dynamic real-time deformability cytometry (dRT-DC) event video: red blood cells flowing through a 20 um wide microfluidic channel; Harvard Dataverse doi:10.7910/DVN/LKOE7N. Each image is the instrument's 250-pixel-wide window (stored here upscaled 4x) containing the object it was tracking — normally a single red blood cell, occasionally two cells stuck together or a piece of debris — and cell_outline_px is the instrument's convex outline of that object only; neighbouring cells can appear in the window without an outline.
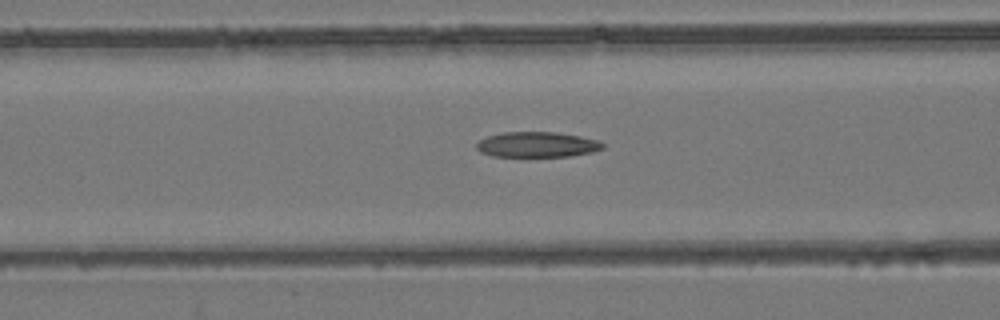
{"species": "common noctule bat (a hibernating species)", "species_latin": "Nyctalus noctula", "temperature_condition": "room temperature", "stored_images_in_passage": 50, "camera_frame_rate_fps": 3000, "um_per_image_px": 0.085, "animal": {"sex": "female", "body_mass_g": 24.6, "forearm_length_mm": 56.2}, "frame": {"image": 1, "passage_image": 18, "time_ms": 5.667, "image_size_px": [1000, 320], "cell_outline_px": [[604, 148], [592, 152], [568, 156], [492, 156], [480, 152], [476, 148], [476, 144], [480, 140], [488, 136], [504, 132], [556, 132], [580, 136], [596, 140], [604, 144]], "centroid_in_image_um": [45.64, 12.28], "position_along_channel_um": 121.0, "area_um2": 18.5}}
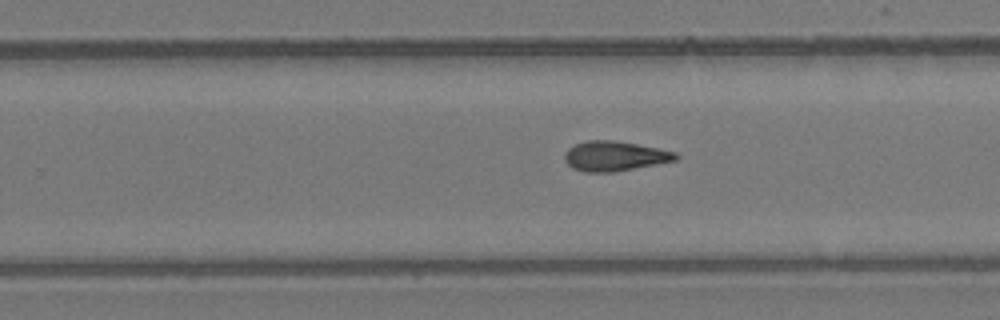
{"frame": {"image": 2, "passage_image": 30, "time_ms": 9.667, "image_size_px": [1000, 320], "cell_outline_px": [[680, 156], [676, 160], [612, 172], [584, 172], [572, 168], [564, 160], [564, 152], [568, 148], [576, 144], [588, 140], [616, 140], [660, 148], [676, 152]], "centroid_in_image_um": [52.23, 13.25], "position_along_channel_um": 277.6, "area_um2": 19.36}}
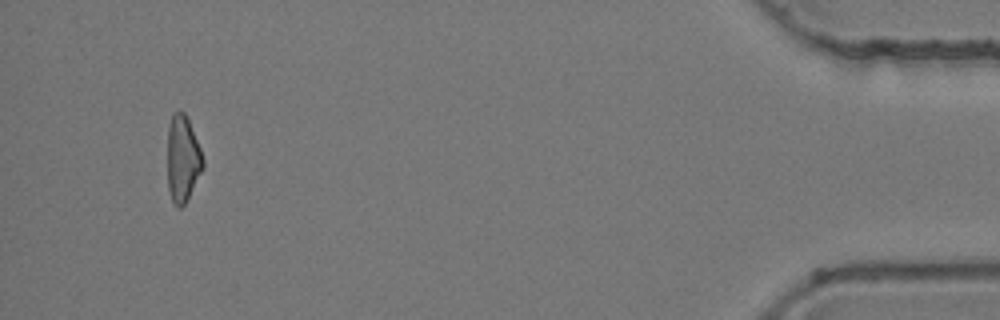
{"frame": {"image": 3, "passage_image": 47, "time_ms": 15.333, "image_size_px": [1000, 320], "cell_outline_px": [[204, 168], [184, 204], [180, 208], [176, 208], [172, 204], [168, 188], [168, 128], [172, 112], [184, 112], [188, 120], [200, 148], [204, 160]], "centroid_in_image_um": [15.52, 13.53], "position_along_channel_um": 419.7, "area_um2": 17.86}, "authors_computed_cell_mechanics": {"area_um2": 19.074, "velocity_mm_per_s": 3.914, "shape_relaxation_time_tau1_ms": null, "shape_relaxation_time_tau2_ms": 6.0895, "deformation_change_tau1": null, "deformation_change_tau2": 0.1593}}